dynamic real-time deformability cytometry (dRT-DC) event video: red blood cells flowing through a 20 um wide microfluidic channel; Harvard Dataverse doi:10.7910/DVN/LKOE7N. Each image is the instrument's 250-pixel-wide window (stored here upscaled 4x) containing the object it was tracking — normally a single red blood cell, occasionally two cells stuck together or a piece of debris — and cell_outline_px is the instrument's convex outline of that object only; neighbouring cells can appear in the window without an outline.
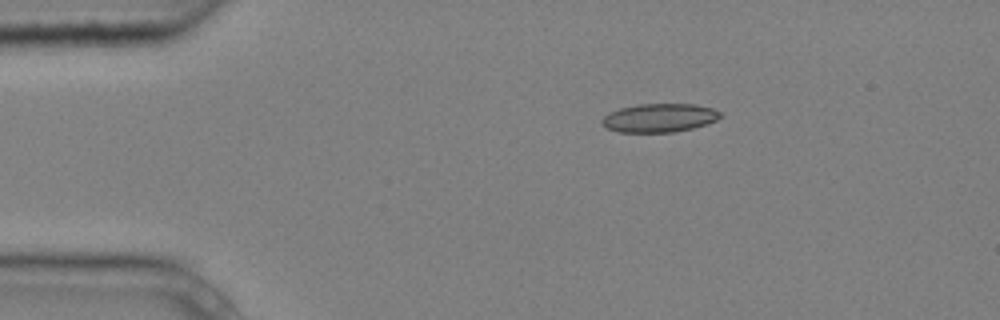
{"species": "common noctule bat (a hibernating species)", "species_latin": "Nyctalus noctula", "temperature_condition": "cold", "stored_images_in_passage": 8, "camera_frame_rate_fps": 3000, "um_per_image_px": 0.085, "animal": {"sex": "male", "body_mass_g": 20.4}, "frame": {"image": 1, "passage_image": 2, "time_ms": 0.333, "image_size_px": [1000, 320], "cell_outline_px": [[724, 116], [716, 120], [692, 128], [676, 132], [620, 132], [608, 128], [600, 124], [600, 120], [608, 112], [620, 108], [640, 104], [696, 104], [712, 108], [720, 112]], "centroid_in_image_um": [56.03, 10.01], "position_along_channel_um": 29.0, "area_um2": 19.77}}
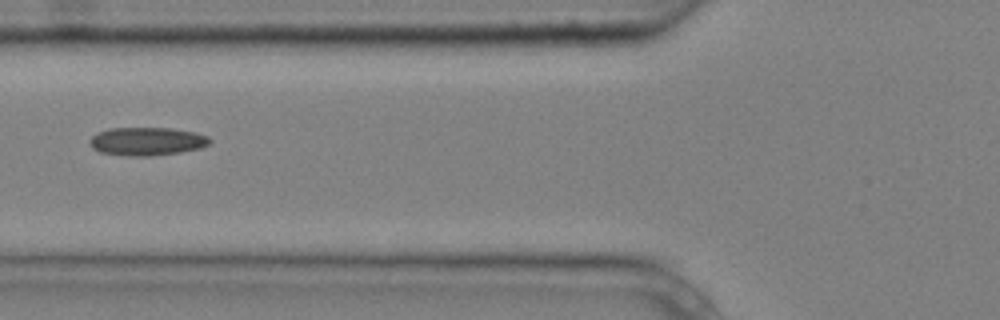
{"frame": {"image": 2, "passage_image": 5, "time_ms": 1.333, "image_size_px": [1000, 320], "cell_outline_px": [[212, 140], [208, 144], [200, 148], [180, 152], [152, 156], [128, 156], [100, 152], [92, 148], [88, 140], [96, 132], [108, 128], [172, 128], [196, 132], [208, 136]], "centroid_in_image_um": [12.47, 12.01], "position_along_channel_um": 113.3, "area_um2": 19.94}}
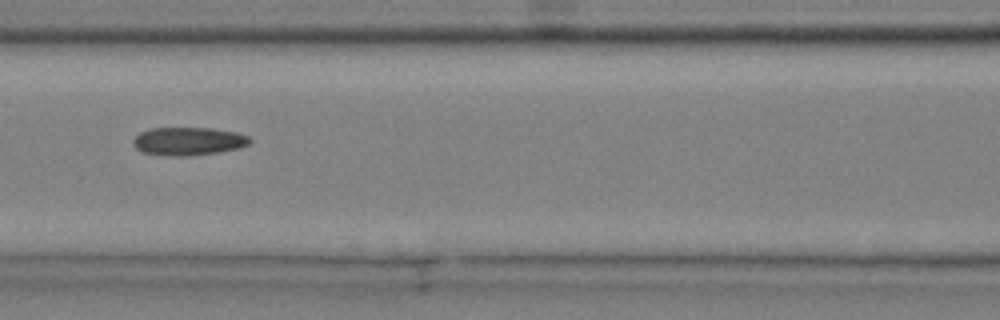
{"frame": {"image": 3, "passage_image": 6, "time_ms": 1.667, "image_size_px": [1000, 320], "cell_outline_px": [[252, 140], [248, 144], [240, 148], [220, 152], [188, 156], [172, 156], [144, 152], [136, 148], [132, 144], [132, 140], [140, 132], [152, 128], [212, 128], [236, 132], [248, 136]], "centroid_in_image_um": [16.03, 12.0], "position_along_channel_um": 150.6, "area_um2": 19.13}}